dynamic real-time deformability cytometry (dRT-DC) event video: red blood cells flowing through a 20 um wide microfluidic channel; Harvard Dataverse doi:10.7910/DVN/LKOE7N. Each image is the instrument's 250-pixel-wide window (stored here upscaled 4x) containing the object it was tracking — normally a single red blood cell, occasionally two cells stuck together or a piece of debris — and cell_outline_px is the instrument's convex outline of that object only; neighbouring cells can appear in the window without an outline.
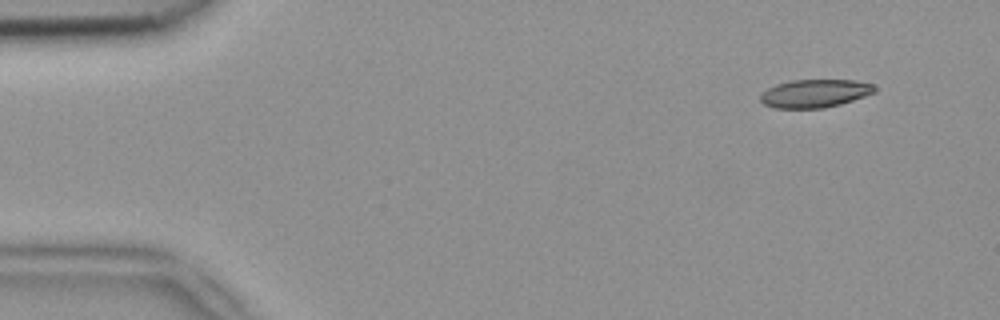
{"species": "common noctule bat (a hibernating species)", "species_latin": "Nyctalus noctula", "temperature_condition": "room temperature", "stored_images_in_passage": 9, "camera_frame_rate_fps": 3000, "um_per_image_px": 0.085, "animal": {"sex": "female", "body_mass_g": 18.4}, "frame": {"image": 1, "passage_image": 1, "time_ms": 0.0, "image_size_px": [1000, 320], "cell_outline_px": [[876, 92], [840, 104], [824, 108], [776, 108], [764, 104], [760, 100], [760, 96], [768, 88], [776, 84], [788, 80], [856, 80], [872, 84], [876, 88]], "centroid_in_image_um": [69.26, 7.93], "position_along_channel_um": 15.7, "area_um2": 18.67}}